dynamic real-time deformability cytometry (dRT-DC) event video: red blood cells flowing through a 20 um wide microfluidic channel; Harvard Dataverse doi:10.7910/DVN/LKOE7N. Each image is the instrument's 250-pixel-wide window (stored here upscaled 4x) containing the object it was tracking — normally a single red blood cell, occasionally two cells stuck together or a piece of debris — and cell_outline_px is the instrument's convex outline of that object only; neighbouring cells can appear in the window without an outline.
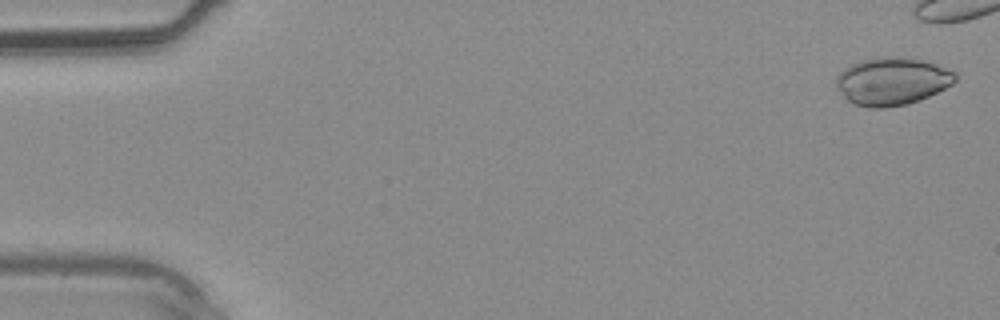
{"species": "common noctule bat (a hibernating species)", "species_latin": "Nyctalus noctula", "temperature_condition": "warm", "stored_images_in_passage": 31, "camera_frame_rate_fps": 3000, "um_per_image_px": 0.085, "animal": {"sex": "male", "body_mass_g": 20.4}, "frame": {"image": 1, "passage_image": 1, "time_ms": 0.0, "image_size_px": [1000, 320], "cell_outline_px": [[956, 80], [952, 84], [920, 100], [908, 104], [884, 108], [868, 108], [852, 104], [840, 92], [836, 84], [836, 76], [844, 68], [860, 60], [880, 56], [900, 56], [920, 60], [956, 72]], "centroid_in_image_um": [75.78, 6.91], "position_along_channel_um": 9.2, "area_um2": 33.06}}
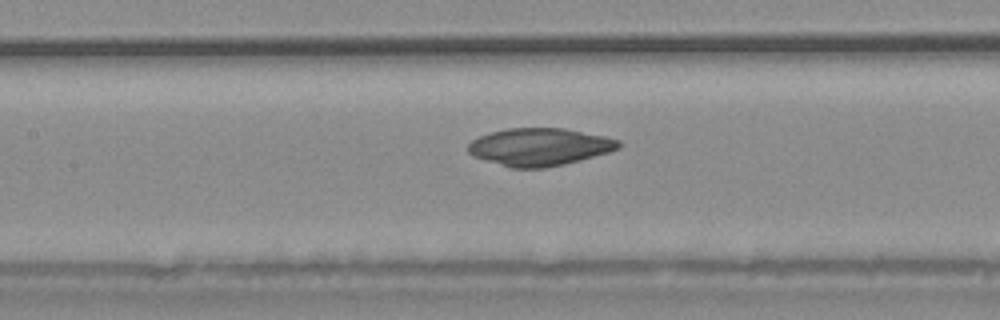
{"frame": {"image": 2, "passage_image": 18, "time_ms": 5.667, "image_size_px": [1000, 320], "cell_outline_px": [[624, 144], [620, 148], [608, 152], [580, 160], [564, 164], [544, 168], [508, 168], [472, 156], [468, 152], [468, 144], [472, 140], [488, 132], [508, 128], [564, 128], [604, 136], [620, 140]], "centroid_in_image_um": [45.84, 12.49], "position_along_channel_um": 161.6, "area_um2": 33.18}}